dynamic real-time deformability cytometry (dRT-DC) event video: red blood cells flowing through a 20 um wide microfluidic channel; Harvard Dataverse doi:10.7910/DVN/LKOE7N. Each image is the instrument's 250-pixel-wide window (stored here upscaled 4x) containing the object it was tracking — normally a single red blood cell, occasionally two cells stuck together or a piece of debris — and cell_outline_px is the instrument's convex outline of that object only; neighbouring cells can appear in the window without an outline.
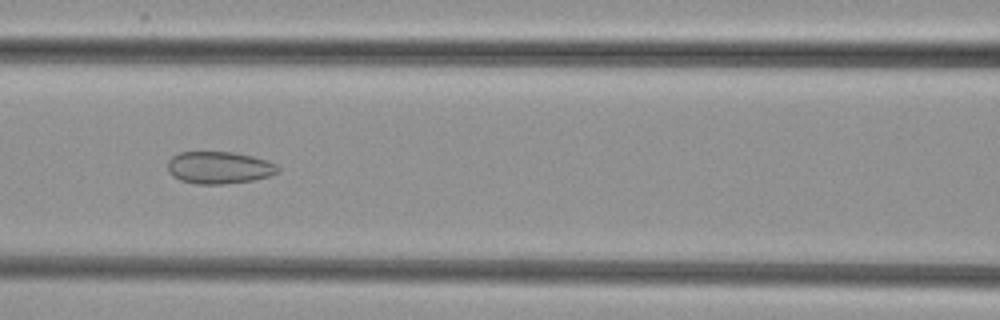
{"species": "common noctule bat (a hibernating species)", "species_latin": "Nyctalus noctula", "temperature_condition": "cold", "stored_images_in_passage": 8, "camera_frame_rate_fps": 3000, "um_per_image_px": 0.085, "animal": {"sex": "female", "body_mass_g": 29.2, "forearm_length_mm": 56.3}, "frame": {"image": 1, "passage_image": 6, "time_ms": 5.667, "image_size_px": [1000, 320], "cell_outline_px": [[280, 172], [268, 176], [252, 180], [224, 184], [196, 184], [180, 180], [172, 176], [168, 172], [168, 160], [172, 156], [180, 152], [232, 152], [252, 156], [268, 160], [276, 164], [280, 168]], "centroid_in_image_um": [18.62, 14.25], "position_along_channel_um": 148.0, "area_um2": 20.81}}
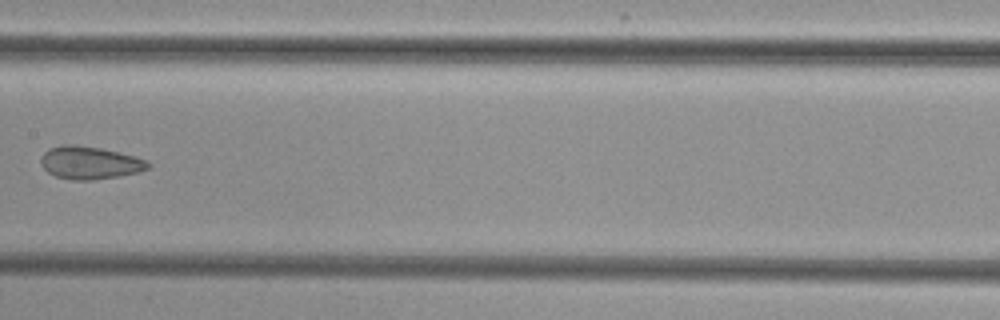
{"frame": {"image": 2, "passage_image": 7, "time_ms": 7.0, "image_size_px": [1000, 320], "cell_outline_px": [[152, 164], [148, 168], [140, 172], [120, 176], [92, 180], [72, 180], [56, 176], [48, 172], [40, 164], [40, 160], [44, 152], [48, 148], [64, 144], [72, 144], [100, 148], [148, 160]], "centroid_in_image_um": [7.63, 13.84], "position_along_channel_um": 199.8, "area_um2": 20.46}}
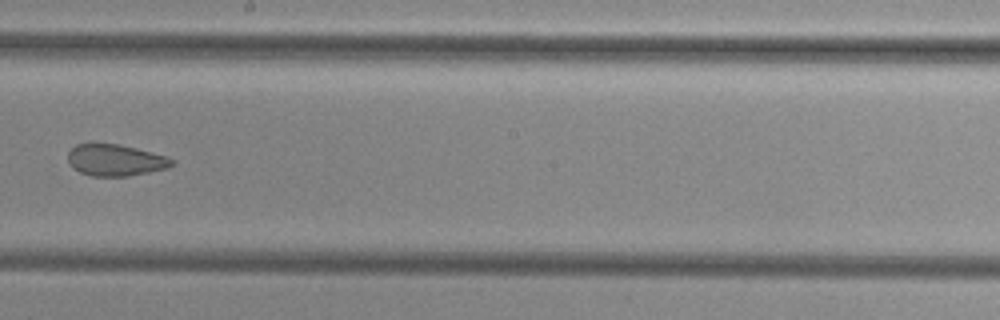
{"frame": {"image": 3, "passage_image": 8, "time_ms": 8.0, "image_size_px": [1000, 320], "cell_outline_px": [[176, 164], [168, 168], [128, 176], [92, 176], [80, 172], [72, 168], [68, 160], [68, 152], [76, 144], [116, 144], [136, 148], [164, 156], [176, 160]], "centroid_in_image_um": [9.82, 13.62], "position_along_channel_um": 238.4, "area_um2": 19.02}}